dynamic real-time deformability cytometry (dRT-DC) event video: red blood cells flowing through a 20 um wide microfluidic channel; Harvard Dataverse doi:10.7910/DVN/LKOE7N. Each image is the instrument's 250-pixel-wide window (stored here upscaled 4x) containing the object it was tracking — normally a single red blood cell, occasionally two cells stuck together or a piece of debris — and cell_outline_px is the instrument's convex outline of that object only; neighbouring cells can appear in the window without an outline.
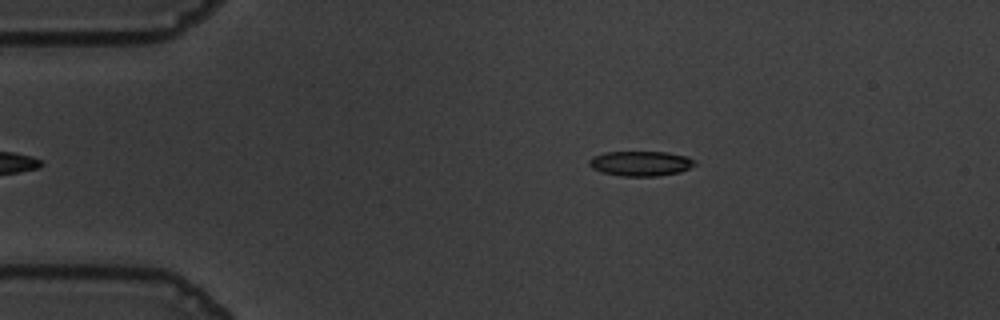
{"species": "common noctule bat (a hibernating species)", "species_latin": "Nyctalus noctula", "temperature_condition": "warm", "stored_images_in_passage": 39, "camera_frame_rate_fps": 3000, "um_per_image_px": 0.085, "animal": {"sex": "male", "body_mass_g": 19.5, "forearm_length_mm": 54.6}, "frame": {"image": 1, "passage_image": 2, "time_ms": 0.333, "image_size_px": [1000, 320], "cell_outline_px": [[696, 164], [680, 172], [660, 176], [620, 176], [600, 172], [592, 168], [588, 164], [588, 160], [592, 156], [604, 152], [668, 152], [688, 156], [696, 160]], "centroid_in_image_um": [54.44, 13.89], "position_along_channel_um": 30.6, "area_um2": 15.61}}
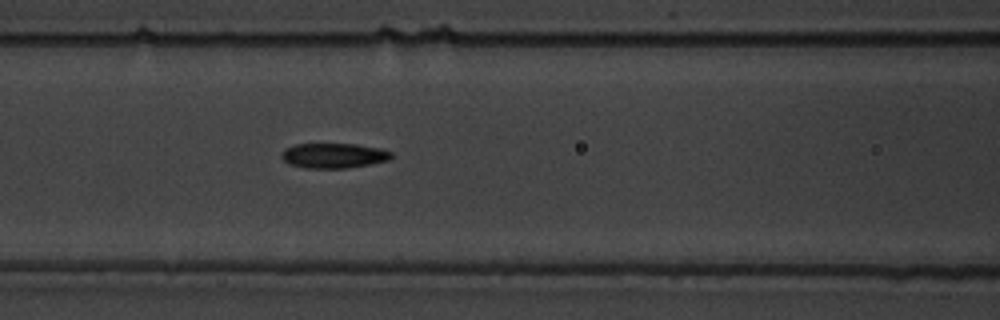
{"frame": {"image": 2, "passage_image": 15, "time_ms": 4.667, "image_size_px": [1000, 320], "cell_outline_px": [[392, 156], [388, 160], [348, 168], [304, 168], [288, 164], [280, 156], [284, 148], [296, 144], [356, 144], [380, 148], [392, 152]], "centroid_in_image_um": [28.33, 13.22], "position_along_channel_um": 138.3, "area_um2": 16.01}}
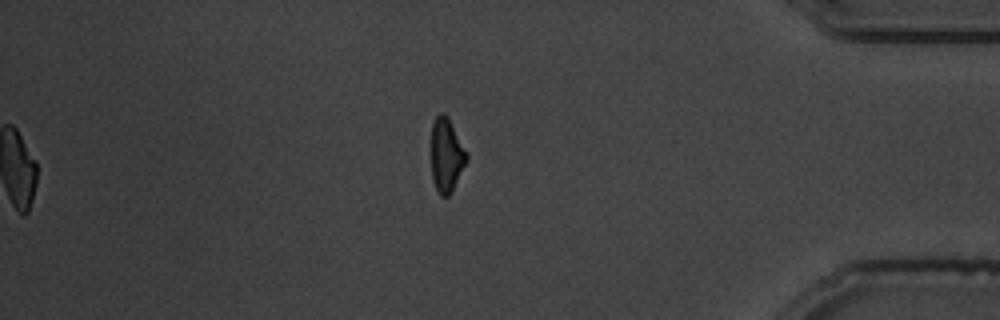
{"frame": {"image": 3, "passage_image": 39, "time_ms": 12.667, "image_size_px": [1000, 320], "cell_outline_px": [[468, 160], [448, 196], [440, 196], [432, 180], [432, 124], [436, 116], [440, 112], [444, 112], [448, 116], [468, 152]], "centroid_in_image_um": [37.96, 13.14], "position_along_channel_um": 397.2, "area_um2": 15.26}, "authors_computed_cell_mechanics": {"area_um2": 16.3574, "velocity_mm_per_s": 3.6466, "shape_relaxation_time_tau1_ms": 6.334, "shape_relaxation_time_tau2_ms": 2.7693, "deformation_change_tau1": 0.1699, "deformation_change_tau2": 0.0891}}